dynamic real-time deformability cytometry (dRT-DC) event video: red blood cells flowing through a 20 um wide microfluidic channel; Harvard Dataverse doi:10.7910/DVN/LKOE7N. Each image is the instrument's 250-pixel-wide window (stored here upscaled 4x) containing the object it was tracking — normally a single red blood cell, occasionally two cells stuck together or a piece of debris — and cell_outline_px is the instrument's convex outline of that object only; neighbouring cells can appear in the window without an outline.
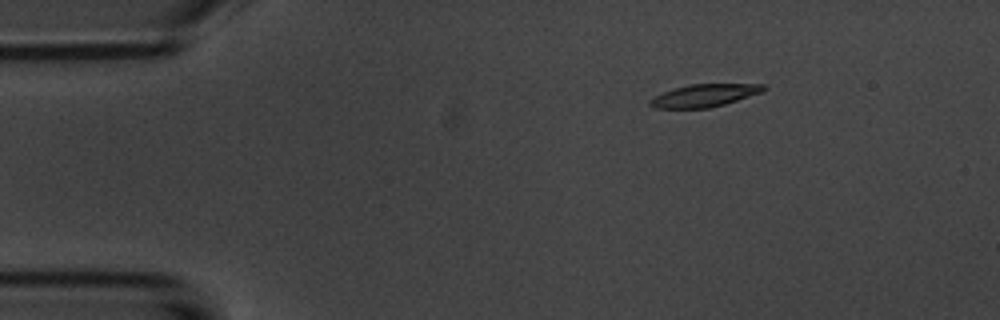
{"species": "common noctule bat (a hibernating species)", "species_latin": "Nyctalus noctula", "temperature_condition": "room temperature", "stored_images_in_passage": 47, "camera_frame_rate_fps": 3000, "um_per_image_px": 0.085, "animal": {"sex": "male", "body_mass_g": 20.1, "forearm_length_mm": 53.5}, "frame": {"image": 1, "passage_image": 1, "time_ms": 0.0, "image_size_px": [1000, 320], "cell_outline_px": [[768, 88], [760, 92], [724, 104], [708, 108], [656, 108], [648, 104], [648, 100], [664, 92], [688, 84], [764, 84]], "centroid_in_image_um": [59.85, 8.11], "position_along_channel_um": 25.2, "area_um2": 14.68}}
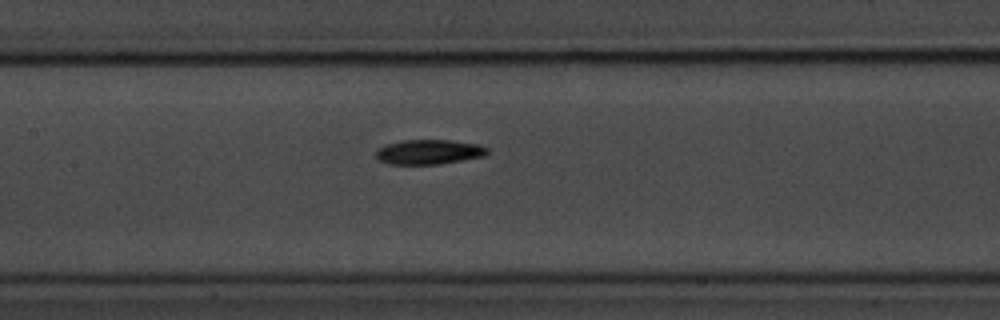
{"frame": {"image": 2, "passage_image": 18, "time_ms": 5.667, "image_size_px": [1000, 320], "cell_outline_px": [[488, 152], [484, 156], [440, 164], [388, 164], [380, 160], [376, 156], [376, 148], [384, 144], [404, 140], [448, 140], [480, 144], [488, 148]], "centroid_in_image_um": [36.44, 12.91], "position_along_channel_um": 171.0, "area_um2": 16.13}}
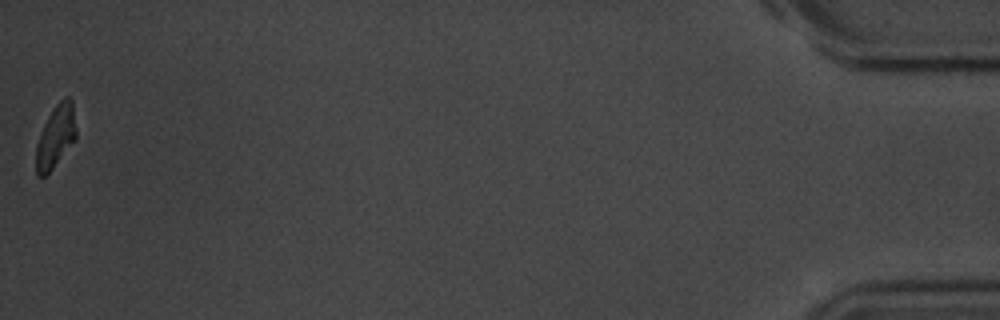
{"frame": {"image": 3, "passage_image": 47, "time_ms": 15.333, "image_size_px": [1000, 320], "cell_outline_px": [[76, 140], [52, 168], [44, 176], [36, 176], [36, 144], [40, 132], [52, 108], [64, 96], [68, 96], [72, 100], [76, 128]], "centroid_in_image_um": [4.74, 11.57], "position_along_channel_um": 430.5, "area_um2": 14.68}, "authors_computed_cell_mechanics": {"area_um2": 15.606, "velocity_mm_per_s": 3.6918, "shape_relaxation_time_tau1_ms": 2.8434, "shape_relaxation_time_tau2_ms": null, "deformation_change_tau1": 0.1472, "deformation_change_tau2": null}}